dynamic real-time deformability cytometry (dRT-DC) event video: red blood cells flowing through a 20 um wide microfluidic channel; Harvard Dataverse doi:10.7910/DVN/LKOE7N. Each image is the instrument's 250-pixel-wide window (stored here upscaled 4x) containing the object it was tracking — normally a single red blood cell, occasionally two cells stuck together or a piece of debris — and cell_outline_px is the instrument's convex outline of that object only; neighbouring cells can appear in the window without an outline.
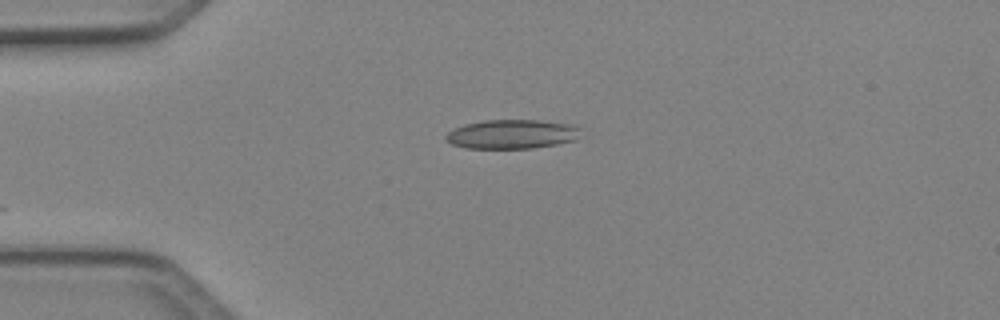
{"species": "Egyptian fruit bat (a non-hibernating species)", "species_latin": "Rousettus aegyptiacus", "temperature_condition": "cold", "stored_images_in_passage": 3, "camera_frame_rate_fps": 3000, "um_per_image_px": 0.085, "animal": {"sex": "female"}, "frame": {"image": 1, "passage_image": 3, "time_ms": 0.667, "image_size_px": [1000, 320], "cell_outline_px": [[580, 128], [576, 140], [556, 144], [532, 148], [464, 148], [452, 144], [444, 136], [448, 132], [464, 124], [484, 120], [540, 120], [572, 124]], "centroid_in_image_um": [43.52, 11.4], "position_along_channel_um": 41.5, "area_um2": 22.83}}